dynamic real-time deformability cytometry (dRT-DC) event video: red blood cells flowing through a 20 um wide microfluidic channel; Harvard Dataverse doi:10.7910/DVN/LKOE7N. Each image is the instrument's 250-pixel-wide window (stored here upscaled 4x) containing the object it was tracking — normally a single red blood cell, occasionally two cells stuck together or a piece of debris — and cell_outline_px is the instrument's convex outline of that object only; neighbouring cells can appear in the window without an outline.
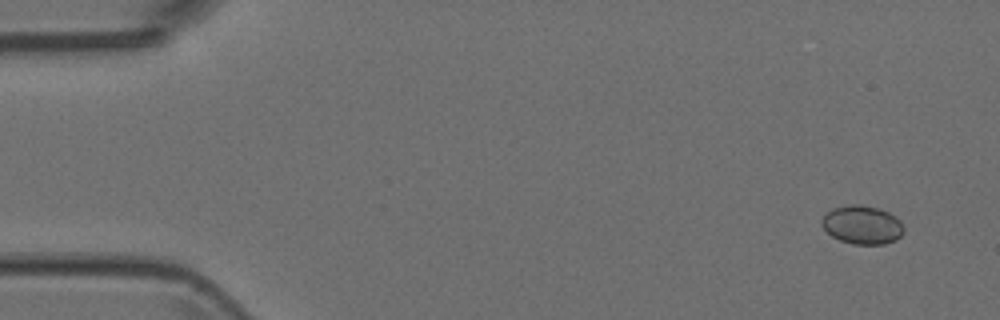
{"species": "Egyptian fruit bat (a non-hibernating species)", "species_latin": "Rousettus aegyptiacus", "temperature_condition": "room temperature", "stored_images_in_passage": 3, "camera_frame_rate_fps": 3000, "um_per_image_px": 0.085, "animal": {"sex": "female"}, "frame": {"image": 1, "passage_image": 1, "time_ms": 0.0, "image_size_px": [1000, 320], "cell_outline_px": [[904, 232], [896, 240], [884, 244], [852, 244], [840, 240], [832, 236], [820, 224], [820, 220], [832, 208], [848, 204], [860, 204], [880, 208], [896, 216], [900, 220], [904, 228]], "centroid_in_image_um": [73.3, 19.1], "position_along_channel_um": 11.7, "area_um2": 18.61}}